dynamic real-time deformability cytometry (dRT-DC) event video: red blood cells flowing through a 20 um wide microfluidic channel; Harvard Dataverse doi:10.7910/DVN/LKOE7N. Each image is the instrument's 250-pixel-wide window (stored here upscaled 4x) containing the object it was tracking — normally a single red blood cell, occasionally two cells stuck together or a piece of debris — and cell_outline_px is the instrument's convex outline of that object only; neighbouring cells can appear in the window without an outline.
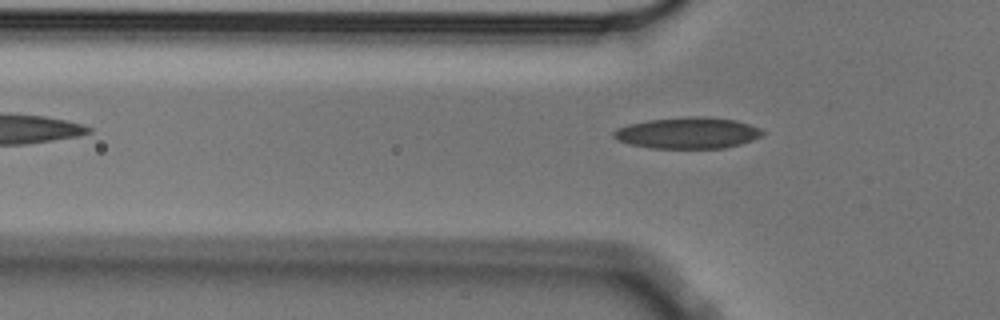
{"species": "Egyptian fruit bat (a non-hibernating species)", "species_latin": "Rousettus aegyptiacus", "temperature_condition": "cold", "stored_images_in_passage": 3, "camera_frame_rate_fps": 3000, "um_per_image_px": 0.085, "animal": {"sex": "male"}, "frame": {"image": 1, "passage_image": 3, "time_ms": 0.667, "image_size_px": [1000, 320], "cell_outline_px": [[764, 132], [760, 136], [752, 140], [740, 144], [724, 148], [652, 148], [628, 144], [616, 140], [612, 136], [612, 132], [616, 128], [628, 124], [648, 120], [688, 116], [708, 116], [736, 120], [760, 128]], "centroid_in_image_um": [58.41, 11.29], "position_along_channel_um": 67.4, "area_um2": 27.34}}